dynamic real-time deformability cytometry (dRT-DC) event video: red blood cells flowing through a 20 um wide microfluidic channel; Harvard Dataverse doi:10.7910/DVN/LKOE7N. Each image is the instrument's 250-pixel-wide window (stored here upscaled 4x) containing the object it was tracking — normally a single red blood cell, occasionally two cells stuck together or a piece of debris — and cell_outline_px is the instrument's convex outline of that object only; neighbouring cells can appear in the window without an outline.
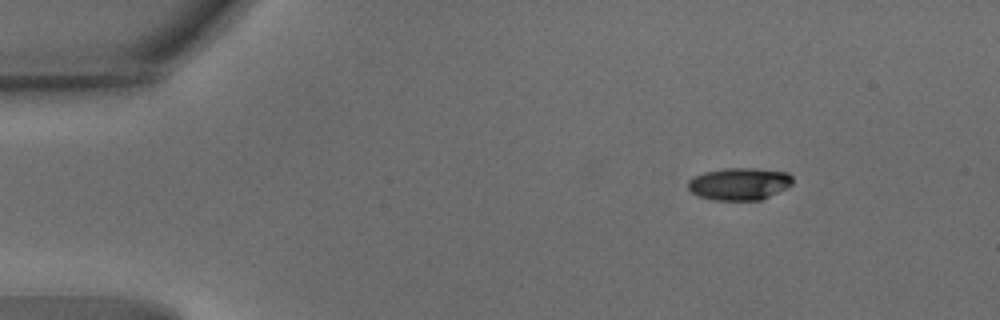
{"species": "common noctule bat (a hibernating species)", "species_latin": "Nyctalus noctula", "temperature_condition": "warm", "stored_images_in_passage": 48, "camera_frame_rate_fps": 3000, "um_per_image_px": 0.085, "animal": {"sex": "male", "body_mass_g": 15.6}, "frame": {"image": 1, "passage_image": 1, "time_ms": 0.0, "image_size_px": [1000, 320], "cell_outline_px": [[792, 184], [760, 200], [712, 200], [696, 196], [688, 188], [688, 180], [692, 176], [704, 172], [724, 168], [752, 168], [788, 172], [792, 176]], "centroid_in_image_um": [62.78, 15.62], "position_along_channel_um": 22.2, "area_um2": 19.71}}
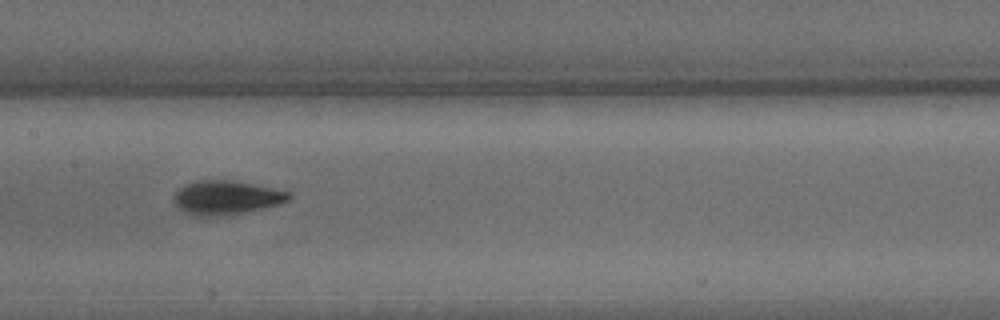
{"frame": {"image": 2, "passage_image": 21, "time_ms": 6.667, "image_size_px": [1000, 320], "cell_outline_px": [[292, 196], [288, 200], [280, 204], [240, 212], [200, 216], [196, 216], [180, 208], [176, 204], [172, 196], [184, 184], [196, 180], [232, 180], [292, 192]], "centroid_in_image_um": [19.24, 16.75], "position_along_channel_um": 188.2, "area_um2": 22.14}}
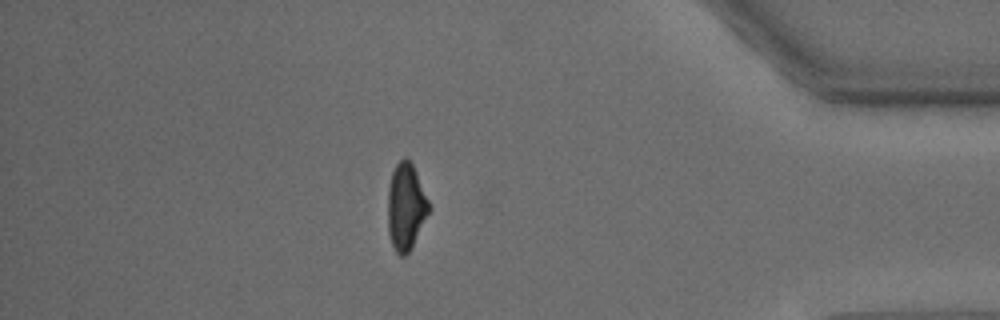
{"frame": {"image": 3, "passage_image": 41, "time_ms": 13.333, "image_size_px": [1000, 320], "cell_outline_px": [[432, 208], [408, 252], [404, 256], [400, 256], [396, 252], [392, 244], [388, 232], [388, 188], [392, 172], [396, 164], [404, 156], [412, 164], [416, 172]], "centroid_in_image_um": [34.5, 17.56], "position_along_channel_um": 400.7, "area_um2": 20.63}, "authors_computed_cell_mechanics": {"area_um2": 21.3282, "velocity_mm_per_s": 3.7384, "shape_relaxation_time_tau1_ms": 2.8191, "shape_relaxation_time_tau2_ms": 2.5263, "deformation_change_tau1": 0.1519, "deformation_change_tau2": 0.085}}